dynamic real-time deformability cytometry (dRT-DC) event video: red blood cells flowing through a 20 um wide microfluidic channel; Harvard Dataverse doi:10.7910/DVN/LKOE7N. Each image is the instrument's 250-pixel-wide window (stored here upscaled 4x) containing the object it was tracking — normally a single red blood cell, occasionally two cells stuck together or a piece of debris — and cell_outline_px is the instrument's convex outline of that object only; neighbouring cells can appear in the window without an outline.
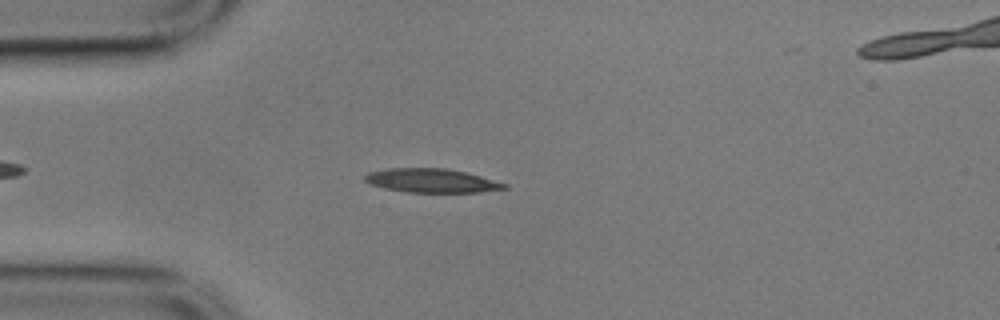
{"species": "common noctule bat (a hibernating species)", "species_latin": "Nyctalus noctula", "temperature_condition": "cold", "stored_images_in_passage": 49, "camera_frame_rate_fps": 3000, "um_per_image_px": 0.085, "animal": {"sex": "male", "body_mass_g": 17.9}, "frame": {"image": 1, "passage_image": 11, "time_ms": 3.333, "image_size_px": [1000, 320], "cell_outline_px": [[508, 188], [480, 192], [408, 192], [384, 188], [368, 184], [364, 180], [364, 176], [368, 172], [388, 168], [444, 168], [464, 172], [480, 176], [508, 184]], "centroid_in_image_um": [36.65, 15.35], "position_along_channel_um": 48.4, "area_um2": 19.36}}
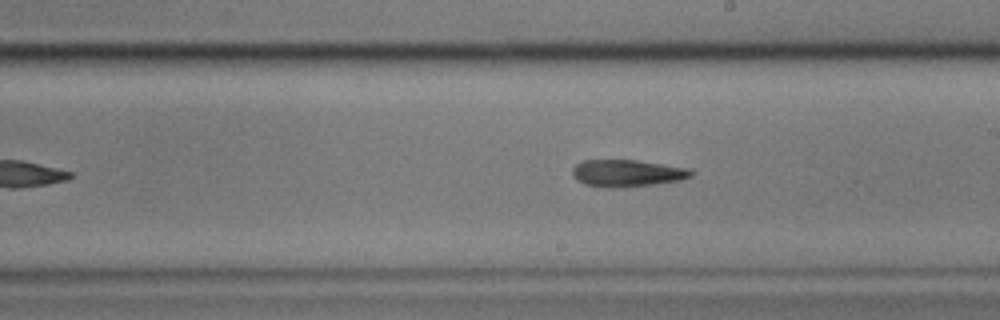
{"frame": {"image": 2, "passage_image": 28, "time_ms": 9.0, "image_size_px": [1000, 320], "cell_outline_px": [[696, 172], [692, 176], [680, 180], [656, 184], [608, 188], [584, 184], [576, 180], [572, 176], [572, 168], [576, 164], [584, 160], [636, 160], [692, 168]], "centroid_in_image_um": [53.33, 14.71], "position_along_channel_um": 235.7, "area_um2": 18.9}}
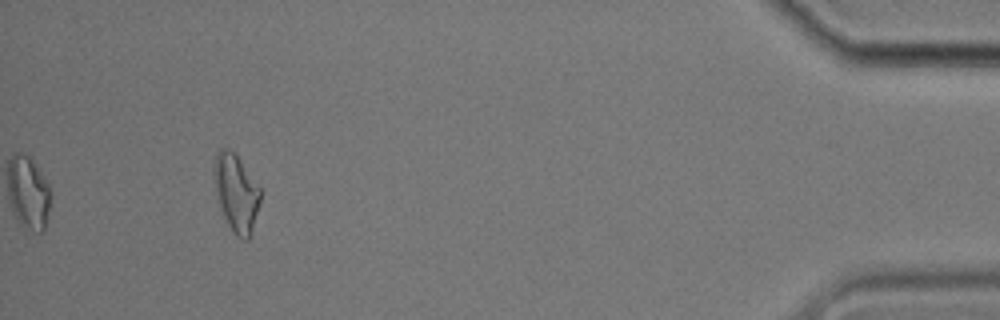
{"frame": {"image": 3, "passage_image": 49, "time_ms": 16.0, "image_size_px": [1000, 320], "cell_outline_px": [[260, 204], [248, 240], [244, 240], [236, 236], [232, 232], [224, 216], [220, 204], [212, 172], [212, 168], [216, 152], [220, 148], [228, 148], [240, 160], [260, 188]], "centroid_in_image_um": [20.06, 16.38], "position_along_channel_um": 415.1, "area_um2": 20.58}}